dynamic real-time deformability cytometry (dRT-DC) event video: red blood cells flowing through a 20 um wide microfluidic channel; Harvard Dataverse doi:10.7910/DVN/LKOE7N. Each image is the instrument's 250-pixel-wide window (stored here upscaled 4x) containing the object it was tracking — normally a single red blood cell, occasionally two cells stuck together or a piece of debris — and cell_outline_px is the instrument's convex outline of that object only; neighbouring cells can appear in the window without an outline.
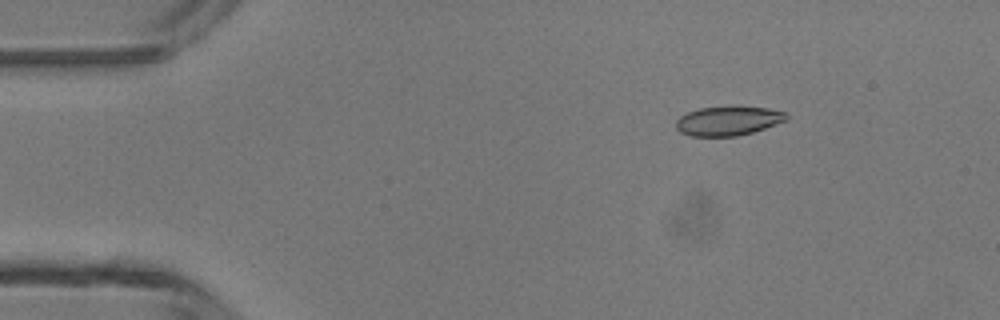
{"species": "common noctule bat (a hibernating species)", "species_latin": "Nyctalus noctula", "temperature_condition": "room temperature", "stored_images_in_passage": 3, "camera_frame_rate_fps": 3000, "um_per_image_px": 0.085, "animal": {"sex": "male", "body_mass_g": 13.3}, "frame": {"image": 1, "passage_image": 2, "time_ms": 1.0, "image_size_px": [1000, 320], "cell_outline_px": [[788, 116], [784, 120], [764, 128], [752, 132], [736, 136], [692, 136], [680, 132], [676, 128], [676, 120], [680, 116], [688, 112], [700, 108], [732, 104], [768, 108], [788, 112]], "centroid_in_image_um": [61.88, 10.23], "position_along_channel_um": 23.1, "area_um2": 19.19}}